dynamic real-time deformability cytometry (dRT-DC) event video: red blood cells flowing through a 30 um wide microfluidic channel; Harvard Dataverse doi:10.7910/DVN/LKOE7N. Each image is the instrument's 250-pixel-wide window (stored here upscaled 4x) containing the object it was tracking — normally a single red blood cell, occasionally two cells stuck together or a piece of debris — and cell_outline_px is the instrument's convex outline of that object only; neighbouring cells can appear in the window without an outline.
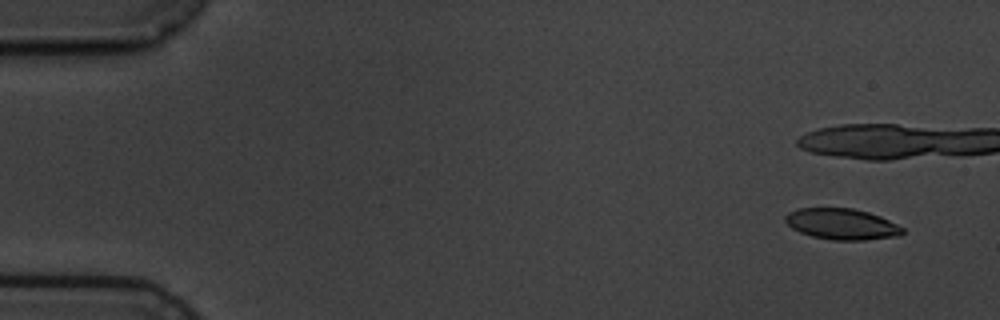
{"species": "common noctule bat (a hibernating species)", "species_latin": "Nyctalus noctula", "temperature_condition": "cold", "stored_images_in_passage": 6, "camera_frame_rate_fps": 3000, "um_per_image_px": 0.085, "animal": {"sex": "male", "body_mass_g": 19.5, "forearm_length_mm": 54.6}, "frame": {"image": 1, "passage_image": 1, "time_ms": 0.0, "image_size_px": [1000, 320], "cell_outline_px": [[904, 232], [900, 236], [864, 240], [832, 240], [812, 236], [800, 232], [792, 228], [784, 220], [784, 216], [788, 212], [800, 208], [852, 208], [868, 212], [880, 216], [904, 228]], "centroid_in_image_um": [71.55, 19.05], "position_along_channel_um": 13.4, "area_um2": 21.21}}